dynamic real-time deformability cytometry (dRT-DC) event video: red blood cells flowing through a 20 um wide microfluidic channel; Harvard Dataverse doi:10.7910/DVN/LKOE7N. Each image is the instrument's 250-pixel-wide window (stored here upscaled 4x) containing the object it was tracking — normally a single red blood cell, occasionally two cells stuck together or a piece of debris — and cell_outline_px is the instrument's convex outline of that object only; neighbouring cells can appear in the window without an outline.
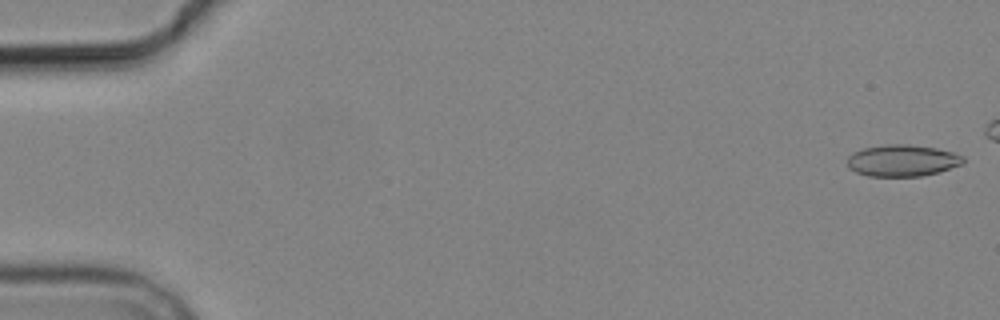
{"species": "common noctule bat (a hibernating species)", "species_latin": "Nyctalus noctula", "temperature_condition": "cold", "stored_images_in_passage": 5, "camera_frame_rate_fps": 3000, "um_per_image_px": 0.085, "animal": {"sex": "male", "body_mass_g": 19.2, "forearm_length_mm": 51.8}, "frame": {"image": 1, "passage_image": 1, "time_ms": 0.0, "image_size_px": [1000, 320], "cell_outline_px": [[964, 164], [936, 172], [920, 176], [868, 176], [856, 172], [848, 168], [848, 156], [852, 152], [864, 148], [884, 144], [908, 144], [936, 148], [952, 152], [964, 156]], "centroid_in_image_um": [76.68, 13.64], "position_along_channel_um": 8.3, "area_um2": 21.39}}